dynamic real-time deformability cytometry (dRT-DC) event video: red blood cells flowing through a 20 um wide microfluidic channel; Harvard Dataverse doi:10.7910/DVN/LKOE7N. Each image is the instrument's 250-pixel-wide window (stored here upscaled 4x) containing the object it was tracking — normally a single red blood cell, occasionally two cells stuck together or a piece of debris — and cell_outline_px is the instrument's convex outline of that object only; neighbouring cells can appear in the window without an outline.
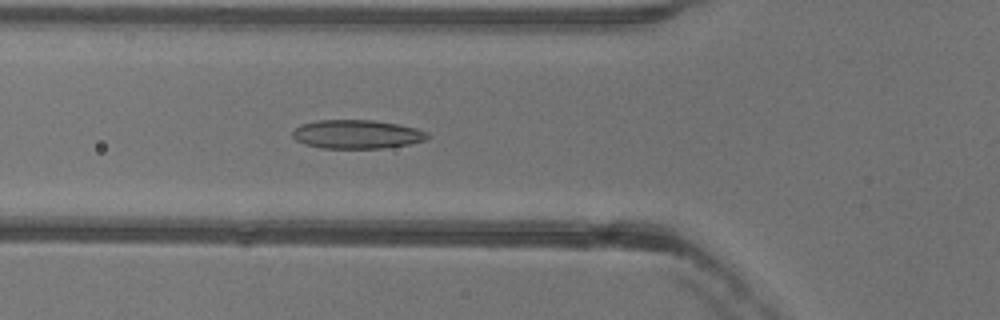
{"species": "common noctule bat (a hibernating species)", "species_latin": "Nyctalus noctula", "temperature_condition": "warm", "stored_images_in_passage": 38, "camera_frame_rate_fps": 3000, "um_per_image_px": 0.085, "animal": {"sex": "female"}, "frame": {"image": 1, "passage_image": 5, "time_ms": 1.333, "image_size_px": [1000, 320], "cell_outline_px": [[428, 140], [408, 144], [384, 148], [320, 148], [304, 144], [296, 140], [292, 136], [292, 132], [300, 124], [316, 120], [376, 120], [416, 128], [428, 132]], "centroid_in_image_um": [30.32, 11.41], "position_along_channel_um": 95.5, "area_um2": 22.72}}
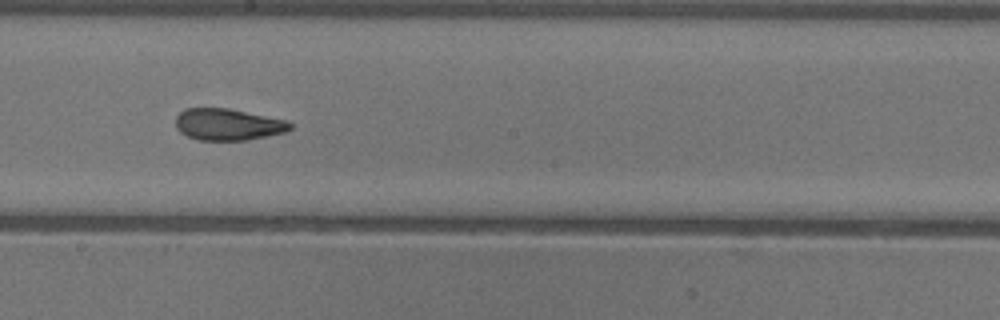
{"frame": {"image": 2, "passage_image": 15, "time_ms": 4.667, "image_size_px": [1000, 320], "cell_outline_px": [[292, 128], [284, 132], [248, 140], [200, 140], [188, 136], [180, 132], [176, 128], [176, 116], [184, 108], [228, 108], [288, 120], [292, 124]], "centroid_in_image_um": [19.37, 10.57], "position_along_channel_um": 228.8, "area_um2": 21.15}}
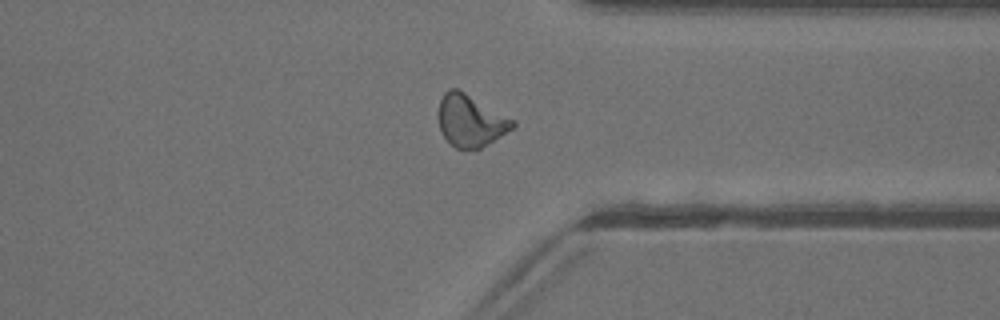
{"frame": {"image": 3, "passage_image": 26, "time_ms": 8.333, "image_size_px": [1000, 320], "cell_outline_px": [[516, 124], [512, 128], [480, 148], [456, 148], [440, 132], [440, 100], [444, 92], [448, 88], [456, 88], [464, 92], [516, 120]], "centroid_in_image_um": [40.0, 10.23], "position_along_channel_um": 371.4, "area_um2": 21.91}, "authors_computed_cell_mechanics": {"area_um2": 22.0218, "velocity_mm_per_s": 3.9746, "shape_relaxation_time_tau1_ms": null, "shape_relaxation_time_tau2_ms": 1.8762, "deformation_change_tau1": null, "deformation_change_tau2": 0.0678}}